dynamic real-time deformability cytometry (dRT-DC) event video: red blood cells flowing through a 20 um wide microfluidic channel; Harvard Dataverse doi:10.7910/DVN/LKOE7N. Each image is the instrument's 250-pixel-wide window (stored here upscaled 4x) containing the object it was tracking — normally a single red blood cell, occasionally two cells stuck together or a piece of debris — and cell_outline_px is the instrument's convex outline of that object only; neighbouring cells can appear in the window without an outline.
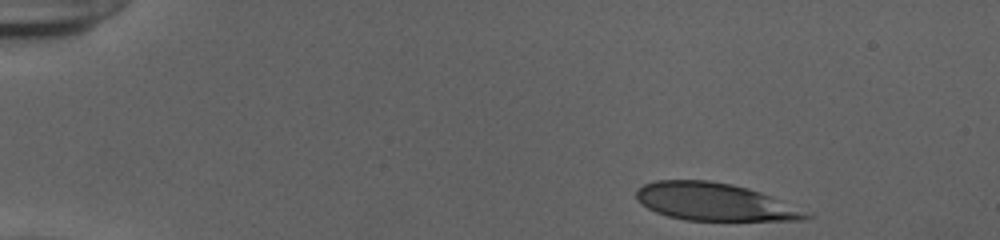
{"species": "human", "species_latin": "Homo sapiens", "temperature_condition": "cold", "stored_images_in_passage": 39, "camera_frame_rate_fps": 3000, "um_per_image_px": 0.085, "donor": {"sex": "female"}, "frame": {"image": 1, "passage_image": 1, "time_ms": 0.0, "image_size_px": [1000, 240], "cell_outline_px": [[816, 216], [804, 220], [684, 220], [668, 216], [656, 212], [648, 208], [636, 200], [636, 188], [644, 184], [656, 180], [708, 180], [732, 184], [748, 188], [772, 196]], "centroid_in_image_um": [60.72, 17.15], "position_along_channel_um": 24.3, "area_um2": 37.22}}
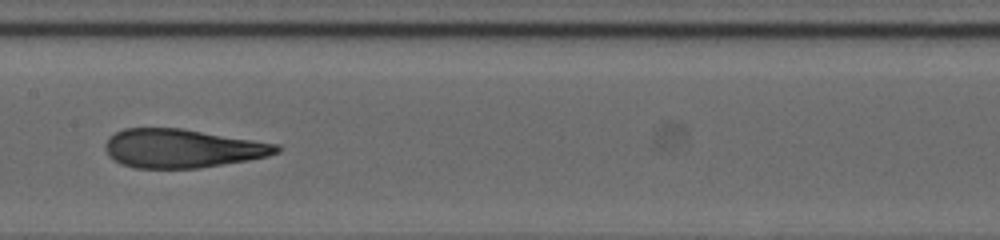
{"frame": {"image": 2, "passage_image": 22, "time_ms": 7.0, "image_size_px": [1000, 240], "cell_outline_px": [[280, 152], [268, 156], [248, 160], [196, 168], [136, 168], [120, 164], [108, 156], [104, 148], [104, 144], [108, 136], [124, 128], [180, 128], [280, 144]], "centroid_in_image_um": [15.46, 12.61], "position_along_channel_um": 191.9, "area_um2": 38.73}}
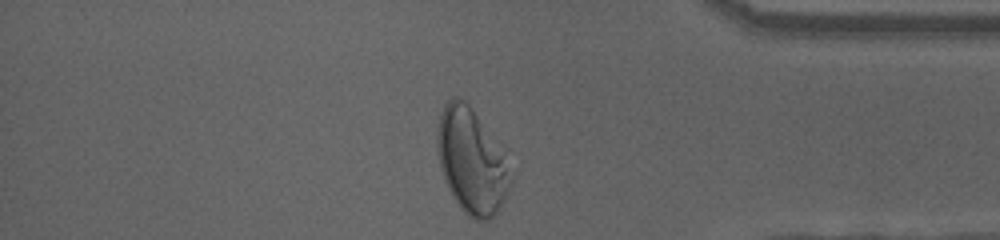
{"frame": {"image": 3, "passage_image": 39, "time_ms": 12.667, "image_size_px": [1000, 240], "cell_outline_px": [[512, 180], [504, 200], [496, 212], [488, 220], [476, 220], [468, 216], [460, 208], [452, 196], [444, 180], [440, 164], [436, 144], [436, 136], [440, 112], [444, 104], [452, 96], [456, 96], [464, 100], [468, 104], [476, 116], [500, 156]], "centroid_in_image_um": [39.97, 13.74], "position_along_channel_um": 395.2, "area_um2": 42.89}, "authors_computed_cell_mechanics": {"area_um2": 39.1306, "velocity_mm_per_s": 3.8899, "shape_relaxation_time_tau1_ms": 9.8395, "shape_relaxation_time_tau2_ms": 1.2276, "deformation_change_tau1": 0.3199, "deformation_change_tau2": 0.1008}}